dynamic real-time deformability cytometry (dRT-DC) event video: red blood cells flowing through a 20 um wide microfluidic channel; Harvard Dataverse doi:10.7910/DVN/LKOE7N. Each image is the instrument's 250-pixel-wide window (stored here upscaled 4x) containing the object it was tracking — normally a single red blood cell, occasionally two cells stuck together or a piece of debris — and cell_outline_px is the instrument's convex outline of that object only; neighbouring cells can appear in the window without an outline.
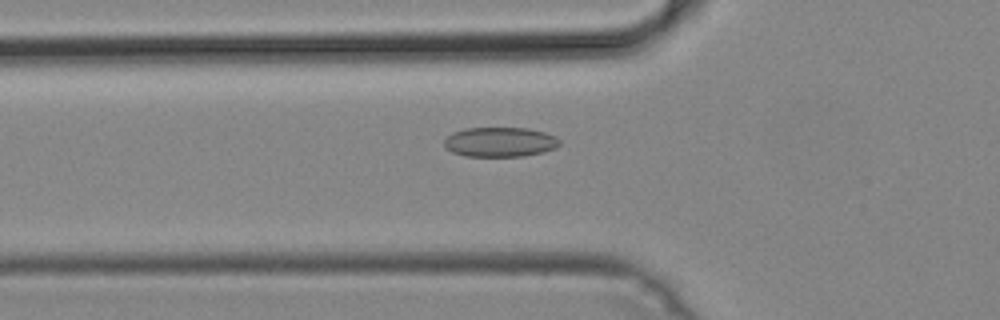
{"species": "common noctule bat (a hibernating species)", "species_latin": "Nyctalus noctula", "temperature_condition": "cold", "stored_images_in_passage": 51, "camera_frame_rate_fps": 3000, "um_per_image_px": 0.085, "animal": {"sex": "male", "body_mass_g": 19.2, "forearm_length_mm": 51.8}, "frame": {"image": 1, "passage_image": 17, "time_ms": 5.333, "image_size_px": [1000, 320], "cell_outline_px": [[560, 144], [556, 148], [544, 152], [524, 156], [464, 156], [452, 152], [444, 144], [444, 140], [452, 132], [464, 128], [528, 128], [544, 132], [556, 136], [560, 140]], "centroid_in_image_um": [42.52, 12.07], "position_along_channel_um": 83.3, "area_um2": 20.06}}
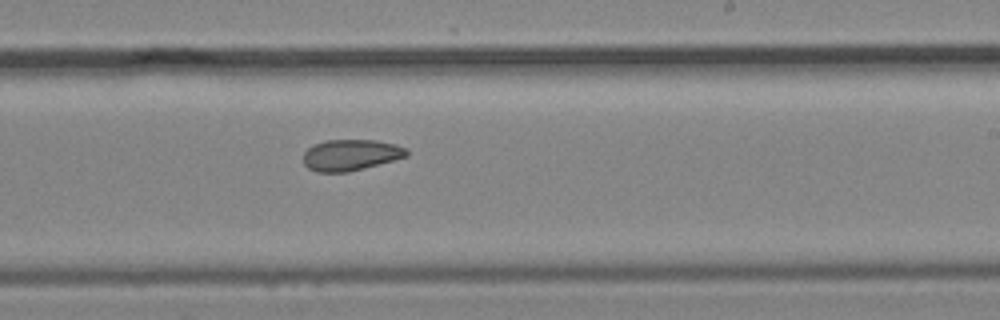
{"frame": {"image": 2, "passage_image": 30, "time_ms": 9.667, "image_size_px": [1000, 320], "cell_outline_px": [[408, 156], [364, 168], [348, 172], [316, 172], [308, 168], [304, 164], [304, 152], [312, 144], [324, 140], [376, 140], [396, 144], [404, 148], [408, 152]], "centroid_in_image_um": [29.78, 13.17], "position_along_channel_um": 259.2, "area_um2": 18.79}}
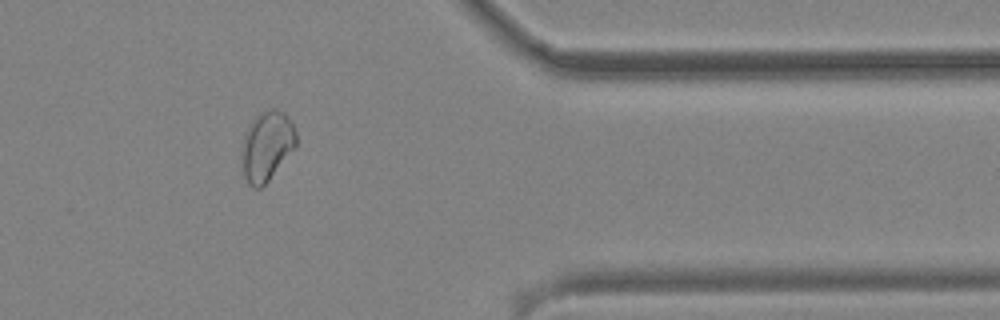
{"frame": {"image": 3, "passage_image": 41, "time_ms": 13.333, "image_size_px": [1000, 320], "cell_outline_px": [[296, 144], [268, 180], [260, 188], [252, 188], [248, 184], [244, 176], [244, 136], [252, 120], [260, 112], [272, 108], [276, 108], [284, 112], [292, 124], [296, 132]], "centroid_in_image_um": [22.69, 12.37], "position_along_channel_um": 388.7, "area_um2": 21.21}}